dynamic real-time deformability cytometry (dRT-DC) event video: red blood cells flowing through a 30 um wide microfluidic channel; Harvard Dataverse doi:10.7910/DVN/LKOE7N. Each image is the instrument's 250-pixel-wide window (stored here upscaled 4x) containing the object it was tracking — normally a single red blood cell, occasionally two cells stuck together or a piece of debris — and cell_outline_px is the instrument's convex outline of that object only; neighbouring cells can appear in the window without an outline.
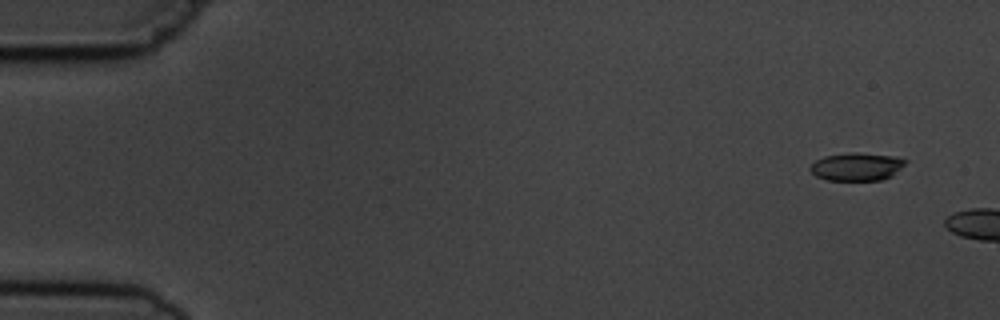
{"species": "common noctule bat (a hibernating species)", "species_latin": "Nyctalus noctula", "temperature_condition": "cold", "stored_images_in_passage": 7, "camera_frame_rate_fps": 3000, "um_per_image_px": 0.085, "animal": {"sex": "male", "body_mass_g": 19.5, "forearm_length_mm": 54.6}, "frame": {"image": 1, "passage_image": 1, "time_ms": 0.0, "image_size_px": [1000, 320], "cell_outline_px": [[908, 160], [892, 176], [880, 180], [828, 180], [816, 176], [808, 168], [816, 160], [824, 156], [848, 152], [856, 152], [896, 156]], "centroid_in_image_um": [72.82, 14.15], "position_along_channel_um": 12.2, "area_um2": 15.55}}
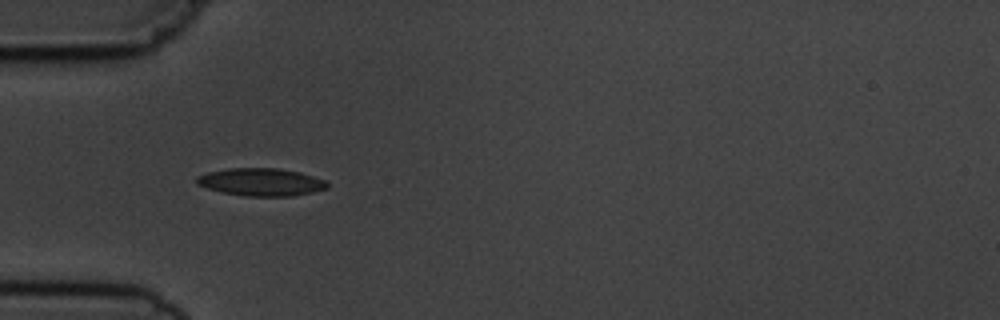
{"frame": {"image": 2, "passage_image": 6, "time_ms": 6.667, "image_size_px": [1000, 320], "cell_outline_px": [[328, 188], [312, 192], [292, 196], [244, 196], [220, 192], [196, 184], [196, 176], [208, 172], [228, 168], [276, 168], [300, 172], [324, 180], [328, 184]], "centroid_in_image_um": [22.16, 15.47], "position_along_channel_um": 62.8, "area_um2": 21.04}}
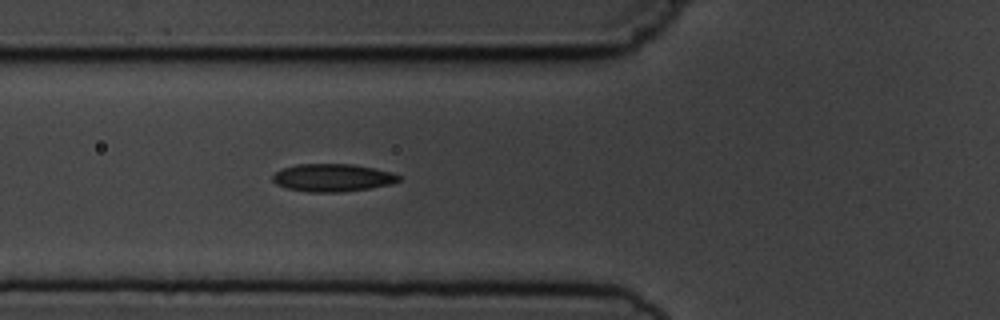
{"frame": {"image": 3, "passage_image": 7, "time_ms": 7.667, "image_size_px": [1000, 320], "cell_outline_px": [[400, 180], [392, 184], [372, 188], [340, 192], [308, 192], [288, 188], [276, 184], [272, 180], [272, 176], [276, 172], [284, 168], [296, 164], [352, 164], [392, 172], [400, 176]], "centroid_in_image_um": [28.28, 15.11], "position_along_channel_um": 97.5, "area_um2": 20.35}}